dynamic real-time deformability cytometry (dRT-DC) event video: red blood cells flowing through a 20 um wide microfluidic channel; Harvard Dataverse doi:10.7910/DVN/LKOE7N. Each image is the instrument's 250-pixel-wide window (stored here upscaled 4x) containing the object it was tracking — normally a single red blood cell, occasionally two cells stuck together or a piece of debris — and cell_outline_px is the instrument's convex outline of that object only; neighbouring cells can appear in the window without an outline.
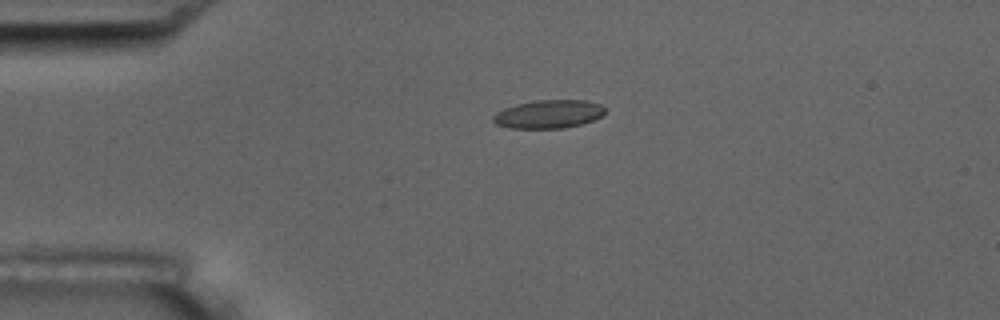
{"species": "common noctule bat (a hibernating species)", "species_latin": "Nyctalus noctula", "temperature_condition": "room temperature", "stored_images_in_passage": 5, "camera_frame_rate_fps": 3000, "um_per_image_px": 0.085, "animal": {"sex": "male", "body_mass_g": 17.5, "forearm_length_mm": 52.3}, "frame": {"image": 1, "passage_image": 4, "time_ms": 3.667, "image_size_px": [1000, 320], "cell_outline_px": [[604, 112], [600, 116], [592, 120], [580, 124], [564, 128], [508, 128], [496, 124], [492, 120], [492, 116], [496, 112], [504, 108], [516, 104], [536, 100], [584, 100], [600, 104], [604, 108]], "centroid_in_image_um": [46.57, 9.7], "position_along_channel_um": 38.4, "area_um2": 18.38}}